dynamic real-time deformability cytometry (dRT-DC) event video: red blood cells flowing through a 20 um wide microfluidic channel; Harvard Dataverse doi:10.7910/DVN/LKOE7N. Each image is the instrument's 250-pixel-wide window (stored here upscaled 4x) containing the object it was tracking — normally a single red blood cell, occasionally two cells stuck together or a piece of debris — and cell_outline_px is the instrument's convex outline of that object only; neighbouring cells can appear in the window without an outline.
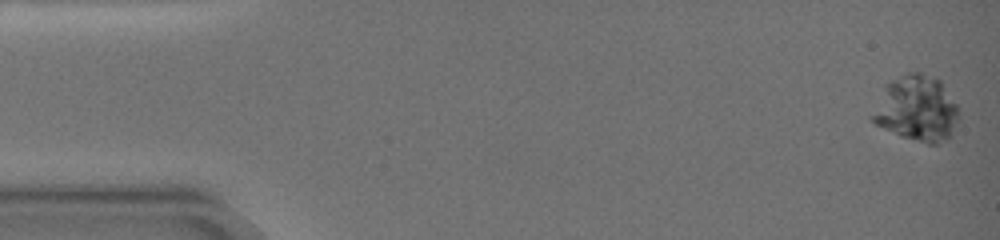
{"species": "common noctule bat (a hibernating species)", "species_latin": "Nyctalus noctula", "temperature_condition": "warm", "stored_images_in_passage": 10, "camera_frame_rate_fps": 3000, "um_per_image_px": 0.085, "animal": {"sex": "female", "body_mass_g": 19.0, "forearm_length_mm": 51.5}, "frame": {"image": 1, "passage_image": 1, "time_ms": 0.0, "image_size_px": [1000, 240], "cell_outline_px": [[956, 120], [952, 136], [936, 144], [928, 144], [900, 136], [876, 124], [868, 116], [884, 84], [908, 72], [920, 72], [940, 80], [956, 104]], "centroid_in_image_um": [77.85, 9.23], "position_along_channel_um": 7.2, "area_um2": 33.06}}
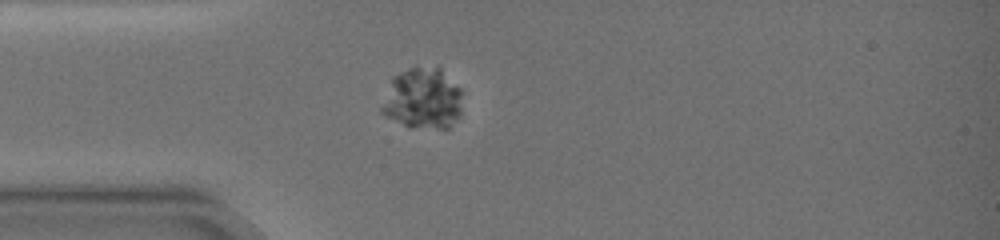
{"frame": {"image": 2, "passage_image": 6, "time_ms": 5.333, "image_size_px": [1000, 240], "cell_outline_px": [[460, 116], [448, 128], [408, 128], [384, 116], [380, 112], [380, 108], [392, 76], [408, 68], [436, 64], [460, 88]], "centroid_in_image_um": [35.89, 8.38], "position_along_channel_um": 49.1, "area_um2": 29.19}}